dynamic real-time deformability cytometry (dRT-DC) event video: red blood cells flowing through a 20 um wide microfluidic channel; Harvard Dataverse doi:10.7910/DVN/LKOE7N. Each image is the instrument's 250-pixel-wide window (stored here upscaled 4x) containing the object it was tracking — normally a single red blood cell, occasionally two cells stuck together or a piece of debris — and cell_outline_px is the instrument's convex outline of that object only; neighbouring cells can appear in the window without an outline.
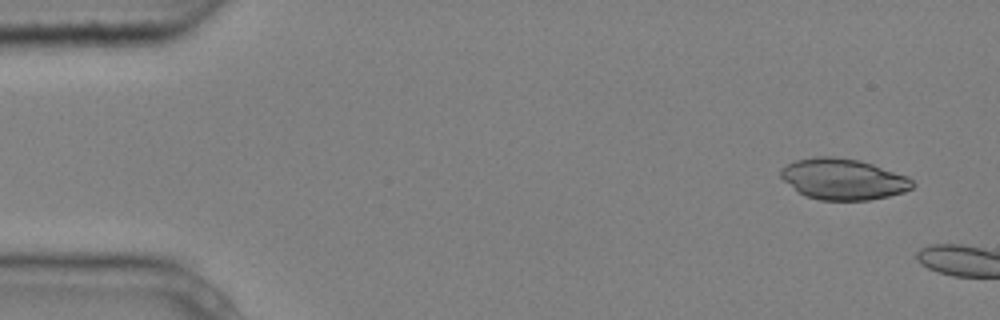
{"species": "common noctule bat (a hibernating species)", "species_latin": "Nyctalus noctula", "temperature_condition": "cold", "stored_images_in_passage": 2, "camera_frame_rate_fps": 3000, "um_per_image_px": 0.085, "animal": {"sex": "male", "body_mass_g": 20.4}, "frame": {"image": 1, "passage_image": 1, "time_ms": 0.0, "image_size_px": [1000, 320], "cell_outline_px": [[916, 184], [912, 188], [904, 192], [888, 196], [868, 200], [820, 200], [804, 196], [784, 180], [780, 176], [780, 168], [796, 160], [812, 156], [832, 156], [860, 160], [908, 176]], "centroid_in_image_um": [71.67, 15.22], "position_along_channel_um": 13.3, "area_um2": 31.56}}